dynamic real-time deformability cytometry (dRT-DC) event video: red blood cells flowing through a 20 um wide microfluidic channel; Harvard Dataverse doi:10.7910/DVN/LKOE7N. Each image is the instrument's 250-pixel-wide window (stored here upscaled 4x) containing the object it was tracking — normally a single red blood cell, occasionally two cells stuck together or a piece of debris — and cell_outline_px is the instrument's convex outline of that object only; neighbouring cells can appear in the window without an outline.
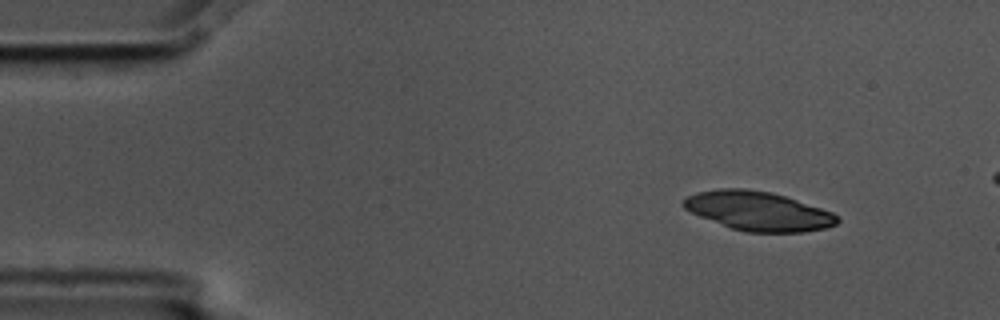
{"species": "common noctule bat (a hibernating species)", "species_latin": "Nyctalus noctula", "temperature_condition": "cold", "stored_images_in_passage": 4, "camera_frame_rate_fps": 3000, "um_per_image_px": 0.085, "animal": {"sex": "male", "body_mass_g": 17.5, "forearm_length_mm": 52.3}, "frame": {"image": 1, "passage_image": 1, "time_ms": 0.0, "image_size_px": [1000, 320], "cell_outline_px": [[840, 220], [836, 224], [824, 228], [804, 232], [744, 232], [732, 228], [700, 216], [684, 208], [680, 204], [688, 196], [696, 192], [720, 188], [748, 188], [772, 192], [832, 212]], "centroid_in_image_um": [64.42, 17.93], "position_along_channel_um": 20.6, "area_um2": 34.8}}